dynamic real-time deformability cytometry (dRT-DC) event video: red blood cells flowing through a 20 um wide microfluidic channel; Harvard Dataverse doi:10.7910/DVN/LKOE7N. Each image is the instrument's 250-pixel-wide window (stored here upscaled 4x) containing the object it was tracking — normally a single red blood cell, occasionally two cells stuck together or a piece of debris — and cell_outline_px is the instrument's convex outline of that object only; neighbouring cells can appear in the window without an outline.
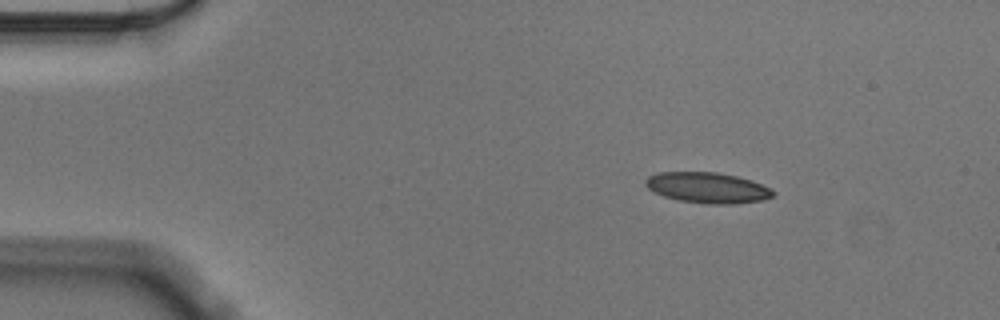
{"species": "Egyptian fruit bat (a non-hibernating species)", "species_latin": "Rousettus aegyptiacus", "temperature_condition": "cold", "stored_images_in_passage": 49, "camera_frame_rate_fps": 3000, "um_per_image_px": 0.085, "animal": {"sex": "male"}, "frame": {"image": 1, "passage_image": 1, "time_ms": 0.0, "image_size_px": [1000, 320], "cell_outline_px": [[776, 192], [772, 196], [764, 200], [736, 204], [708, 204], [680, 200], [664, 196], [648, 188], [644, 184], [644, 180], [648, 176], [656, 172], [716, 172], [736, 176], [752, 180]], "centroid_in_image_um": [60.13, 15.95], "position_along_channel_um": 24.9, "area_um2": 22.77}}
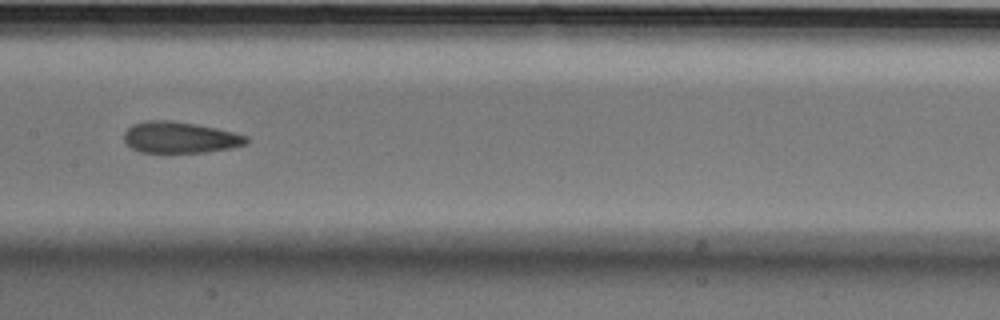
{"frame": {"image": 2, "passage_image": 21, "time_ms": 6.667, "image_size_px": [1000, 320], "cell_outline_px": [[248, 140], [244, 144], [232, 148], [204, 152], [140, 152], [132, 148], [124, 140], [124, 132], [132, 124], [144, 120], [172, 120], [196, 124], [216, 128], [248, 136]], "centroid_in_image_um": [15.27, 11.67], "position_along_channel_um": 192.1, "area_um2": 22.25}}
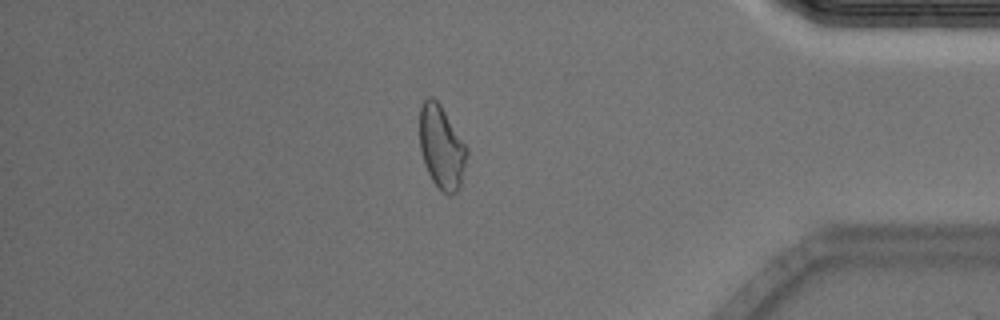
{"frame": {"image": 3, "passage_image": 41, "time_ms": 13.333, "image_size_px": [1000, 320], "cell_outline_px": [[468, 156], [460, 188], [456, 192], [448, 196], [432, 180], [424, 164], [420, 152], [420, 108], [424, 100], [428, 96], [432, 96], [440, 104], [468, 148]], "centroid_in_image_um": [37.54, 12.52], "position_along_channel_um": 397.7, "area_um2": 23.0}, "authors_computed_cell_mechanics": {"area_um2": 22.9466, "velocity_mm_per_s": 3.5447, "shape_relaxation_time_tau1_ms": 9.661, "shape_relaxation_time_tau2_ms": 2.0484, "deformation_change_tau1": 0.1819, "deformation_change_tau2": 0.0831}}